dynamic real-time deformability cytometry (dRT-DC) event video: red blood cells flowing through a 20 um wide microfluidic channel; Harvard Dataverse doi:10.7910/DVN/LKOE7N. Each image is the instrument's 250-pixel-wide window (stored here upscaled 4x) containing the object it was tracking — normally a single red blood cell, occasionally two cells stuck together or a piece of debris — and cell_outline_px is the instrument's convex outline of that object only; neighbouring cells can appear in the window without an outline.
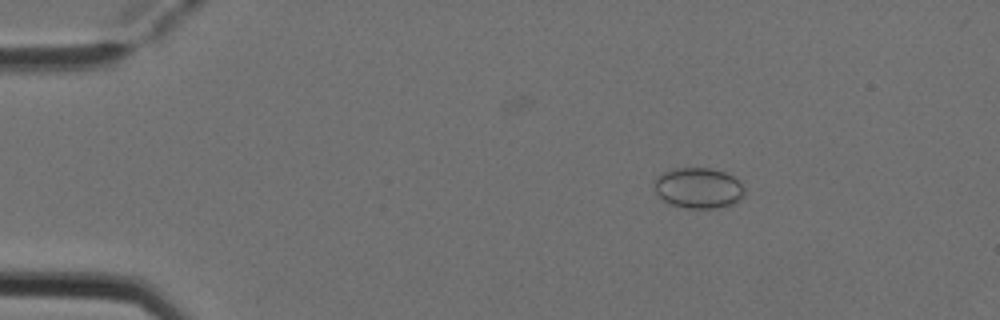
{"species": "Egyptian fruit bat (a non-hibernating species)", "species_latin": "Rousettus aegyptiacus", "temperature_condition": "cold", "stored_images_in_passage": 5, "camera_frame_rate_fps": 3000, "um_per_image_px": 0.085, "animal": {"sex": "female"}, "frame": {"image": 1, "passage_image": 3, "time_ms": 0.667, "image_size_px": [1000, 320], "cell_outline_px": [[744, 196], [740, 200], [732, 204], [716, 208], [688, 208], [672, 204], [664, 200], [656, 192], [652, 184], [656, 176], [672, 168], [708, 168], [724, 172], [740, 180], [744, 188]], "centroid_in_image_um": [59.37, 15.97], "position_along_channel_um": 25.6, "area_um2": 21.44}}